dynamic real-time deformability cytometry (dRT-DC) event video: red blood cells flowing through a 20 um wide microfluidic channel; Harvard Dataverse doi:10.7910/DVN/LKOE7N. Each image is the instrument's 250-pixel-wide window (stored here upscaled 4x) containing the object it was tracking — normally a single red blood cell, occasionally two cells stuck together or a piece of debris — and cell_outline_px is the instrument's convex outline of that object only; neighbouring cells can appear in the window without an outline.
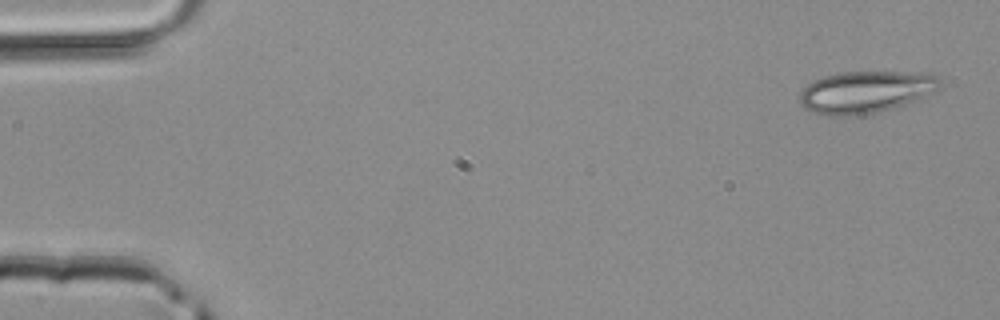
{"species": "common noctule bat (a hibernating species)", "species_latin": "Nyctalus noctula", "temperature_condition": "room temperature", "stored_images_in_passage": 3, "camera_frame_rate_fps": 3000, "um_per_image_px": 0.085, "animal": {"sex": "male", "body_mass_g": 20.4}, "frame": {"image": 1, "passage_image": 1, "time_ms": 0.0, "image_size_px": [1000, 320], "cell_outline_px": [[940, 88], [936, 92], [900, 108], [852, 116], [832, 116], [816, 112], [804, 108], [800, 100], [800, 92], [812, 80], [824, 76], [844, 72], [932, 72], [940, 80]], "centroid_in_image_um": [73.67, 7.82], "position_along_channel_um": 11.3, "area_um2": 34.85}}